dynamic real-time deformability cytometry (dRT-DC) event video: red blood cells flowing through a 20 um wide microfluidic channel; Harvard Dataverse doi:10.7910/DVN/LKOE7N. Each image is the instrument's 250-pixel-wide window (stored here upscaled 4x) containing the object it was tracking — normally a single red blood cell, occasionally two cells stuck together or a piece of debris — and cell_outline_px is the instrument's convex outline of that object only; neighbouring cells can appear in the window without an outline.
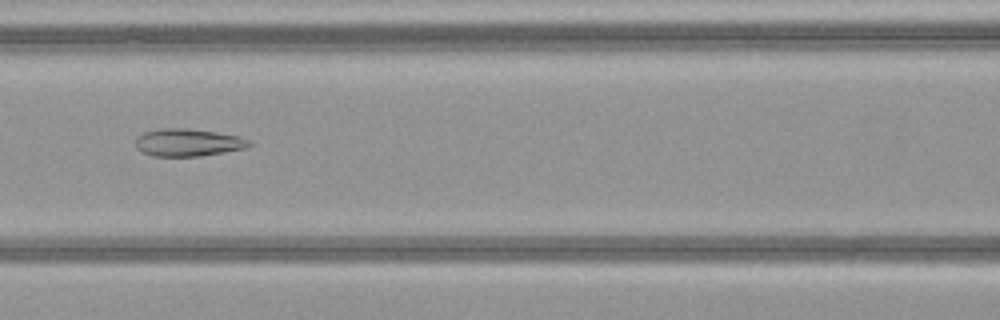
{"species": "common noctule bat (a hibernating species)", "species_latin": "Nyctalus noctula", "temperature_condition": "warm", "stored_images_in_passage": 50, "camera_frame_rate_fps": 3000, "um_per_image_px": 0.085, "animal": {"sex": "female", "body_mass_g": 21.9}, "frame": {"image": 1, "passage_image": 23, "time_ms": 7.333, "image_size_px": [1000, 320], "cell_outline_px": [[252, 144], [244, 148], [224, 152], [200, 156], [152, 156], [140, 152], [136, 148], [136, 136], [144, 132], [160, 128], [188, 128], [216, 132], [240, 136], [248, 140]], "centroid_in_image_um": [15.93, 12.11], "position_along_channel_um": 150.7, "area_um2": 18.32}}
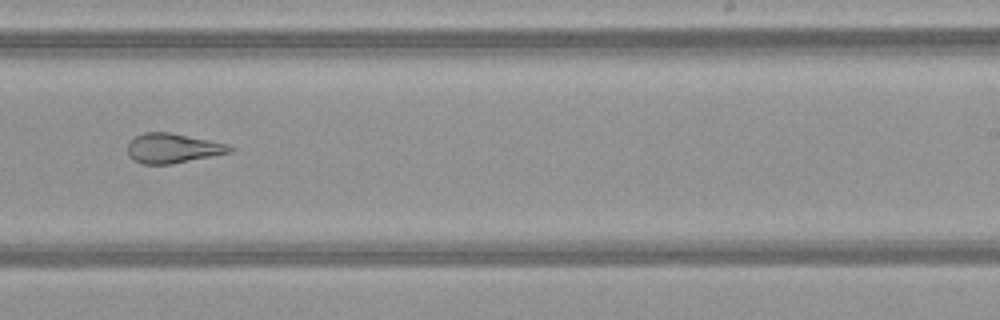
{"frame": {"image": 2, "passage_image": 32, "time_ms": 10.333, "image_size_px": [1000, 320], "cell_outline_px": [[236, 148], [232, 152], [172, 164], [144, 164], [132, 160], [128, 156], [128, 144], [136, 136], [144, 132], [168, 132], [228, 144]], "centroid_in_image_um": [14.69, 12.61], "position_along_channel_um": 274.3, "area_um2": 17.63}}
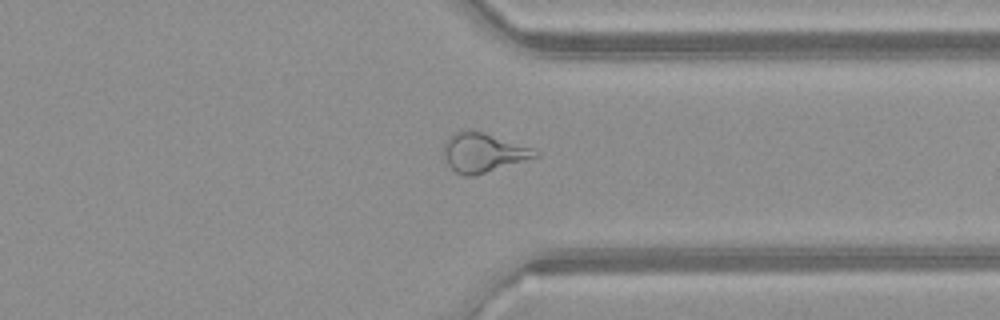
{"frame": {"image": 3, "passage_image": 39, "time_ms": 12.667, "image_size_px": [1000, 320], "cell_outline_px": [[540, 156], [472, 176], [464, 176], [456, 172], [448, 164], [444, 156], [444, 144], [456, 132], [480, 132], [532, 148], [540, 152]], "centroid_in_image_um": [41.09, 13.01], "position_along_channel_um": 370.3, "area_um2": 20.0}}